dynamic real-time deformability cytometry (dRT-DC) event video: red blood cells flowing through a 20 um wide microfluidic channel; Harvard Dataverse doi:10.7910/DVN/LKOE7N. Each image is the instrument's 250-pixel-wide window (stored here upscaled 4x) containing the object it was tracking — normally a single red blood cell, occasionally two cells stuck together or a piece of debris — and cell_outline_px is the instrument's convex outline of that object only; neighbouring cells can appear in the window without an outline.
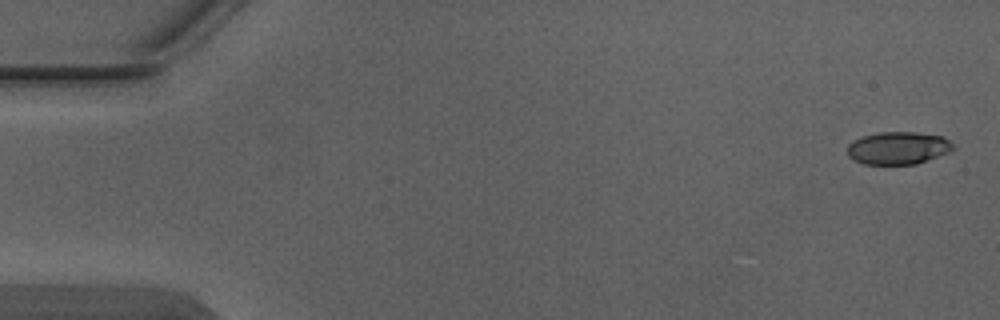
{"species": "Egyptian fruit bat (a non-hibernating species)", "species_latin": "Rousettus aegyptiacus", "temperature_condition": "warm", "stored_images_in_passage": 4, "camera_frame_rate_fps": 3000, "um_per_image_px": 0.085, "animal": {"sex": "male"}, "frame": {"image": 1, "passage_image": 1, "time_ms": 0.0, "image_size_px": [1000, 320], "cell_outline_px": [[956, 148], [948, 152], [916, 164], [864, 164], [852, 160], [848, 156], [848, 144], [852, 140], [876, 132], [916, 132], [944, 136]], "centroid_in_image_um": [76.31, 12.57], "position_along_channel_um": 8.7, "area_um2": 20.17}}
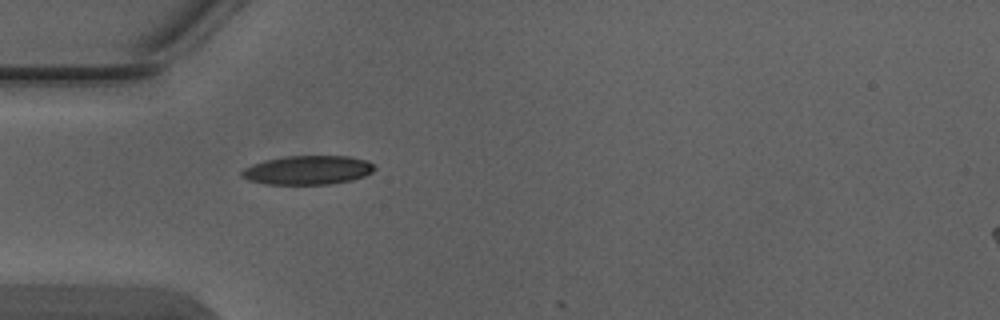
{"frame": {"image": 2, "passage_image": 4, "time_ms": 1.0, "image_size_px": [1000, 320], "cell_outline_px": [[376, 168], [372, 172], [364, 176], [352, 180], [328, 184], [264, 184], [248, 180], [240, 176], [240, 172], [244, 168], [252, 164], [264, 160], [284, 156], [348, 156], [368, 160]], "centroid_in_image_um": [26.13, 14.45], "position_along_channel_um": 58.9, "area_um2": 22.54}}